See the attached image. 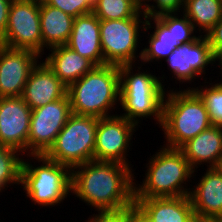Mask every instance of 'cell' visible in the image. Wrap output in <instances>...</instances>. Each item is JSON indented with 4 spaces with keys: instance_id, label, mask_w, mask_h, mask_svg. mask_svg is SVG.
<instances>
[{
    "instance_id": "7402d4cb",
    "label": "cell",
    "mask_w": 222,
    "mask_h": 222,
    "mask_svg": "<svg viewBox=\"0 0 222 222\" xmlns=\"http://www.w3.org/2000/svg\"><path fill=\"white\" fill-rule=\"evenodd\" d=\"M40 27L44 48L65 45L73 29L74 17L39 0Z\"/></svg>"
},
{
    "instance_id": "8fae6325",
    "label": "cell",
    "mask_w": 222,
    "mask_h": 222,
    "mask_svg": "<svg viewBox=\"0 0 222 222\" xmlns=\"http://www.w3.org/2000/svg\"><path fill=\"white\" fill-rule=\"evenodd\" d=\"M72 114L68 94L31 112L27 155H44Z\"/></svg>"
},
{
    "instance_id": "4dcf8cb0",
    "label": "cell",
    "mask_w": 222,
    "mask_h": 222,
    "mask_svg": "<svg viewBox=\"0 0 222 222\" xmlns=\"http://www.w3.org/2000/svg\"><path fill=\"white\" fill-rule=\"evenodd\" d=\"M13 0H0V39L6 32L10 6Z\"/></svg>"
},
{
    "instance_id": "7c38bea8",
    "label": "cell",
    "mask_w": 222,
    "mask_h": 222,
    "mask_svg": "<svg viewBox=\"0 0 222 222\" xmlns=\"http://www.w3.org/2000/svg\"><path fill=\"white\" fill-rule=\"evenodd\" d=\"M137 125L116 114L99 118L96 132L94 160L116 162L131 166L128 153ZM130 145V146H129ZM128 149V150H127Z\"/></svg>"
},
{
    "instance_id": "9c48e42d",
    "label": "cell",
    "mask_w": 222,
    "mask_h": 222,
    "mask_svg": "<svg viewBox=\"0 0 222 222\" xmlns=\"http://www.w3.org/2000/svg\"><path fill=\"white\" fill-rule=\"evenodd\" d=\"M165 13L156 17H147L144 32L154 28L148 39V46L141 50V63L166 59L178 46L183 43L194 41L198 36L191 21L183 14ZM149 19V20H148ZM153 20L154 23H151ZM151 24H154L155 27ZM153 26V27H152Z\"/></svg>"
},
{
    "instance_id": "d6986e66",
    "label": "cell",
    "mask_w": 222,
    "mask_h": 222,
    "mask_svg": "<svg viewBox=\"0 0 222 222\" xmlns=\"http://www.w3.org/2000/svg\"><path fill=\"white\" fill-rule=\"evenodd\" d=\"M66 45L96 66L104 65L100 19L93 12L74 19L71 36Z\"/></svg>"
},
{
    "instance_id": "836d02e7",
    "label": "cell",
    "mask_w": 222,
    "mask_h": 222,
    "mask_svg": "<svg viewBox=\"0 0 222 222\" xmlns=\"http://www.w3.org/2000/svg\"><path fill=\"white\" fill-rule=\"evenodd\" d=\"M218 61L219 64H217L218 66H221V70H222V48L219 49L215 54H214V62ZM222 75V74H221ZM222 83V82H219Z\"/></svg>"
},
{
    "instance_id": "ba28073f",
    "label": "cell",
    "mask_w": 222,
    "mask_h": 222,
    "mask_svg": "<svg viewBox=\"0 0 222 222\" xmlns=\"http://www.w3.org/2000/svg\"><path fill=\"white\" fill-rule=\"evenodd\" d=\"M140 16L144 19H140ZM146 18L140 10L133 18L100 20V41L104 65L134 64L137 58H141V51L139 56L136 51L141 37L139 32L141 28L144 29Z\"/></svg>"
},
{
    "instance_id": "ac0fdd59",
    "label": "cell",
    "mask_w": 222,
    "mask_h": 222,
    "mask_svg": "<svg viewBox=\"0 0 222 222\" xmlns=\"http://www.w3.org/2000/svg\"><path fill=\"white\" fill-rule=\"evenodd\" d=\"M195 171L198 166L209 163L208 168L220 167L222 163V127L212 125L179 148ZM196 168V169H195Z\"/></svg>"
},
{
    "instance_id": "484cf974",
    "label": "cell",
    "mask_w": 222,
    "mask_h": 222,
    "mask_svg": "<svg viewBox=\"0 0 222 222\" xmlns=\"http://www.w3.org/2000/svg\"><path fill=\"white\" fill-rule=\"evenodd\" d=\"M212 84L200 88L192 87V89L203 99L212 124L222 127V83Z\"/></svg>"
},
{
    "instance_id": "603a6c76",
    "label": "cell",
    "mask_w": 222,
    "mask_h": 222,
    "mask_svg": "<svg viewBox=\"0 0 222 222\" xmlns=\"http://www.w3.org/2000/svg\"><path fill=\"white\" fill-rule=\"evenodd\" d=\"M182 14L191 21L195 30H199V34L204 32L206 35L222 18V0H184Z\"/></svg>"
},
{
    "instance_id": "e575fe53",
    "label": "cell",
    "mask_w": 222,
    "mask_h": 222,
    "mask_svg": "<svg viewBox=\"0 0 222 222\" xmlns=\"http://www.w3.org/2000/svg\"><path fill=\"white\" fill-rule=\"evenodd\" d=\"M204 222H222V216H216L205 220Z\"/></svg>"
},
{
    "instance_id": "d590c367",
    "label": "cell",
    "mask_w": 222,
    "mask_h": 222,
    "mask_svg": "<svg viewBox=\"0 0 222 222\" xmlns=\"http://www.w3.org/2000/svg\"><path fill=\"white\" fill-rule=\"evenodd\" d=\"M187 222H204L198 218L195 214Z\"/></svg>"
},
{
    "instance_id": "3957f363",
    "label": "cell",
    "mask_w": 222,
    "mask_h": 222,
    "mask_svg": "<svg viewBox=\"0 0 222 222\" xmlns=\"http://www.w3.org/2000/svg\"><path fill=\"white\" fill-rule=\"evenodd\" d=\"M67 94L73 114L97 118L114 116L109 112L115 110L114 106L120 102L119 66H95L71 84L67 88Z\"/></svg>"
},
{
    "instance_id": "4fadbf2b",
    "label": "cell",
    "mask_w": 222,
    "mask_h": 222,
    "mask_svg": "<svg viewBox=\"0 0 222 222\" xmlns=\"http://www.w3.org/2000/svg\"><path fill=\"white\" fill-rule=\"evenodd\" d=\"M32 109L22 97L0 98V145L25 155L28 152Z\"/></svg>"
},
{
    "instance_id": "5b68a950",
    "label": "cell",
    "mask_w": 222,
    "mask_h": 222,
    "mask_svg": "<svg viewBox=\"0 0 222 222\" xmlns=\"http://www.w3.org/2000/svg\"><path fill=\"white\" fill-rule=\"evenodd\" d=\"M132 65L123 64L119 66V105L125 111L120 116L134 122L137 126L140 119L153 116V119L159 123L160 127L163 120L165 85L162 84L160 77H156L151 73H146L145 71L142 73L138 69L137 73H133Z\"/></svg>"
},
{
    "instance_id": "277c9868",
    "label": "cell",
    "mask_w": 222,
    "mask_h": 222,
    "mask_svg": "<svg viewBox=\"0 0 222 222\" xmlns=\"http://www.w3.org/2000/svg\"><path fill=\"white\" fill-rule=\"evenodd\" d=\"M147 165L142 185L134 182V198L179 197L190 194L191 189L184 188L183 184L191 180L190 177L197 171L192 169L179 148L163 145L153 154Z\"/></svg>"
},
{
    "instance_id": "f546056e",
    "label": "cell",
    "mask_w": 222,
    "mask_h": 222,
    "mask_svg": "<svg viewBox=\"0 0 222 222\" xmlns=\"http://www.w3.org/2000/svg\"><path fill=\"white\" fill-rule=\"evenodd\" d=\"M205 36L207 37L214 54L222 48V18Z\"/></svg>"
},
{
    "instance_id": "d4e9b609",
    "label": "cell",
    "mask_w": 222,
    "mask_h": 222,
    "mask_svg": "<svg viewBox=\"0 0 222 222\" xmlns=\"http://www.w3.org/2000/svg\"><path fill=\"white\" fill-rule=\"evenodd\" d=\"M140 9L132 0H96L93 13L100 20L133 18Z\"/></svg>"
},
{
    "instance_id": "e0dca14e",
    "label": "cell",
    "mask_w": 222,
    "mask_h": 222,
    "mask_svg": "<svg viewBox=\"0 0 222 222\" xmlns=\"http://www.w3.org/2000/svg\"><path fill=\"white\" fill-rule=\"evenodd\" d=\"M201 177L189 194L194 214L202 221L222 216V169L207 168Z\"/></svg>"
},
{
    "instance_id": "5bb4252c",
    "label": "cell",
    "mask_w": 222,
    "mask_h": 222,
    "mask_svg": "<svg viewBox=\"0 0 222 222\" xmlns=\"http://www.w3.org/2000/svg\"><path fill=\"white\" fill-rule=\"evenodd\" d=\"M203 36V37H202ZM167 65L179 83H190L205 74L208 65L214 64V53L205 35L178 46L167 58ZM207 66V67H206ZM193 79V80H192ZM191 81V82H190ZM186 82V83H185Z\"/></svg>"
},
{
    "instance_id": "2e32d148",
    "label": "cell",
    "mask_w": 222,
    "mask_h": 222,
    "mask_svg": "<svg viewBox=\"0 0 222 222\" xmlns=\"http://www.w3.org/2000/svg\"><path fill=\"white\" fill-rule=\"evenodd\" d=\"M67 94V87L45 62H39L25 84L22 99L33 110L59 100Z\"/></svg>"
},
{
    "instance_id": "6da1fadb",
    "label": "cell",
    "mask_w": 222,
    "mask_h": 222,
    "mask_svg": "<svg viewBox=\"0 0 222 222\" xmlns=\"http://www.w3.org/2000/svg\"><path fill=\"white\" fill-rule=\"evenodd\" d=\"M132 167L92 160L71 169V193L95 211L121 210L134 203Z\"/></svg>"
},
{
    "instance_id": "83f0119b",
    "label": "cell",
    "mask_w": 222,
    "mask_h": 222,
    "mask_svg": "<svg viewBox=\"0 0 222 222\" xmlns=\"http://www.w3.org/2000/svg\"><path fill=\"white\" fill-rule=\"evenodd\" d=\"M153 2L156 5L148 3L142 10L146 17H156L165 13H177L181 9L183 10L184 6V0H153Z\"/></svg>"
},
{
    "instance_id": "9a60e30c",
    "label": "cell",
    "mask_w": 222,
    "mask_h": 222,
    "mask_svg": "<svg viewBox=\"0 0 222 222\" xmlns=\"http://www.w3.org/2000/svg\"><path fill=\"white\" fill-rule=\"evenodd\" d=\"M41 56L34 51L0 47V98L22 96L25 84Z\"/></svg>"
},
{
    "instance_id": "7a4b0ae2",
    "label": "cell",
    "mask_w": 222,
    "mask_h": 222,
    "mask_svg": "<svg viewBox=\"0 0 222 222\" xmlns=\"http://www.w3.org/2000/svg\"><path fill=\"white\" fill-rule=\"evenodd\" d=\"M190 88L166 91L161 128L167 147L180 148L213 125L203 99Z\"/></svg>"
},
{
    "instance_id": "8992f818",
    "label": "cell",
    "mask_w": 222,
    "mask_h": 222,
    "mask_svg": "<svg viewBox=\"0 0 222 222\" xmlns=\"http://www.w3.org/2000/svg\"><path fill=\"white\" fill-rule=\"evenodd\" d=\"M40 166H33L23 158L20 184L26 196L42 207L60 204L71 193V169L49 160L44 155H28Z\"/></svg>"
},
{
    "instance_id": "d6a6232c",
    "label": "cell",
    "mask_w": 222,
    "mask_h": 222,
    "mask_svg": "<svg viewBox=\"0 0 222 222\" xmlns=\"http://www.w3.org/2000/svg\"><path fill=\"white\" fill-rule=\"evenodd\" d=\"M151 0H132V2L142 11L146 6L147 2Z\"/></svg>"
},
{
    "instance_id": "52a82bcc",
    "label": "cell",
    "mask_w": 222,
    "mask_h": 222,
    "mask_svg": "<svg viewBox=\"0 0 222 222\" xmlns=\"http://www.w3.org/2000/svg\"><path fill=\"white\" fill-rule=\"evenodd\" d=\"M98 120L72 113L44 156L70 169L94 160Z\"/></svg>"
},
{
    "instance_id": "30bf717a",
    "label": "cell",
    "mask_w": 222,
    "mask_h": 222,
    "mask_svg": "<svg viewBox=\"0 0 222 222\" xmlns=\"http://www.w3.org/2000/svg\"><path fill=\"white\" fill-rule=\"evenodd\" d=\"M2 45L43 55L39 0H13Z\"/></svg>"
},
{
    "instance_id": "4316f807",
    "label": "cell",
    "mask_w": 222,
    "mask_h": 222,
    "mask_svg": "<svg viewBox=\"0 0 222 222\" xmlns=\"http://www.w3.org/2000/svg\"><path fill=\"white\" fill-rule=\"evenodd\" d=\"M46 4L61 9L64 13L76 18L93 12L91 0H43Z\"/></svg>"
},
{
    "instance_id": "cb8c5ba5",
    "label": "cell",
    "mask_w": 222,
    "mask_h": 222,
    "mask_svg": "<svg viewBox=\"0 0 222 222\" xmlns=\"http://www.w3.org/2000/svg\"><path fill=\"white\" fill-rule=\"evenodd\" d=\"M18 153L13 148L0 145V192L8 185H20L23 156L19 158L21 153Z\"/></svg>"
},
{
    "instance_id": "44dd1931",
    "label": "cell",
    "mask_w": 222,
    "mask_h": 222,
    "mask_svg": "<svg viewBox=\"0 0 222 222\" xmlns=\"http://www.w3.org/2000/svg\"><path fill=\"white\" fill-rule=\"evenodd\" d=\"M153 222H187L194 209L188 196L134 198Z\"/></svg>"
},
{
    "instance_id": "1f68e13d",
    "label": "cell",
    "mask_w": 222,
    "mask_h": 222,
    "mask_svg": "<svg viewBox=\"0 0 222 222\" xmlns=\"http://www.w3.org/2000/svg\"><path fill=\"white\" fill-rule=\"evenodd\" d=\"M130 222H153L150 217L134 202L130 206Z\"/></svg>"
},
{
    "instance_id": "f1b7e54d",
    "label": "cell",
    "mask_w": 222,
    "mask_h": 222,
    "mask_svg": "<svg viewBox=\"0 0 222 222\" xmlns=\"http://www.w3.org/2000/svg\"><path fill=\"white\" fill-rule=\"evenodd\" d=\"M86 222H130V206L121 210L98 211Z\"/></svg>"
},
{
    "instance_id": "ffe728a7",
    "label": "cell",
    "mask_w": 222,
    "mask_h": 222,
    "mask_svg": "<svg viewBox=\"0 0 222 222\" xmlns=\"http://www.w3.org/2000/svg\"><path fill=\"white\" fill-rule=\"evenodd\" d=\"M49 49L51 54L46 56L44 62L67 88L96 66L66 44Z\"/></svg>"
}]
</instances>
